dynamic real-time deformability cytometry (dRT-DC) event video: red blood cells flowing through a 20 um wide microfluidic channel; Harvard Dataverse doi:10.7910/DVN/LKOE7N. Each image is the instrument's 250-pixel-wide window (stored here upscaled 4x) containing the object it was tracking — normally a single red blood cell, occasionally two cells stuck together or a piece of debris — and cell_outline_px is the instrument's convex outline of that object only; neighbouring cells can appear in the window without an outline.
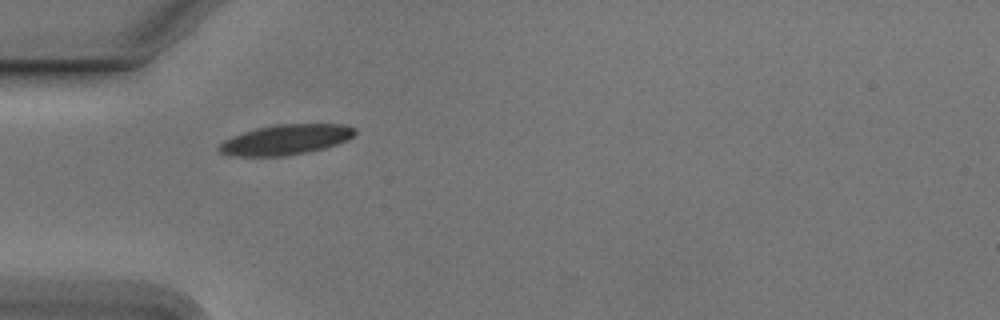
{"species": "Egyptian fruit bat (a non-hibernating species)", "species_latin": "Rousettus aegyptiacus", "temperature_condition": "cold", "stored_images_in_passage": 31, "camera_frame_rate_fps": 3000, "um_per_image_px": 0.085, "animal": {"sex": "male"}, "frame": {"image": 1, "passage_image": 1, "time_ms": 0.0, "image_size_px": [1000, 320], "cell_outline_px": [[356, 132], [348, 140], [324, 148], [308, 152], [288, 156], [232, 156], [220, 152], [216, 148], [224, 140], [232, 136], [256, 128], [276, 124], [344, 124], [356, 128]], "centroid_in_image_um": [24.29, 11.87], "position_along_channel_um": 60.7, "area_um2": 23.99}}
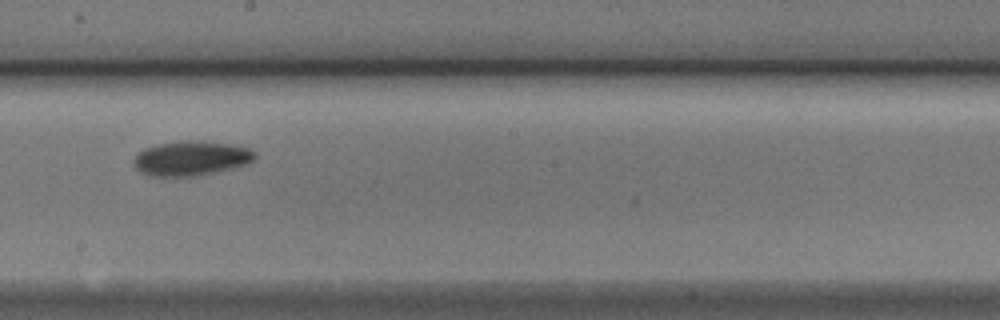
{"frame": {"image": 2, "passage_image": 15, "time_ms": 4.667, "image_size_px": [1000, 320], "cell_outline_px": [[256, 156], [248, 164], [216, 172], [192, 176], [148, 176], [140, 172], [132, 164], [132, 160], [144, 148], [156, 144], [180, 140], [200, 140], [228, 144], [248, 148], [256, 152]], "centroid_in_image_um": [16.21, 13.45], "position_along_channel_um": 232.0, "area_um2": 24.62}}
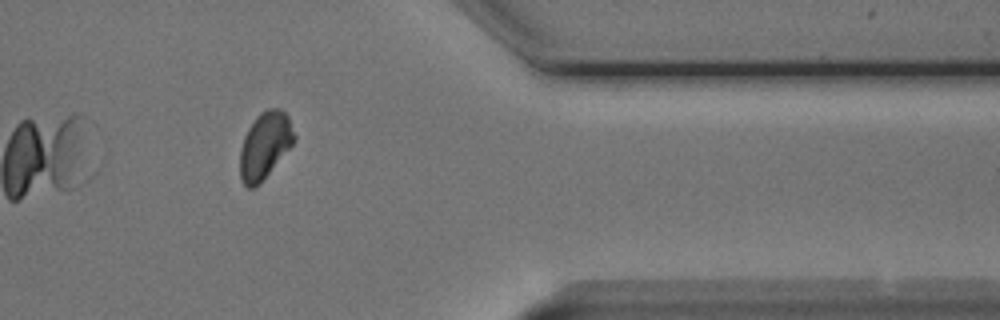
{"frame": {"image": 3, "passage_image": 29, "time_ms": 9.333, "image_size_px": [1000, 320], "cell_outline_px": [[296, 136], [292, 144], [260, 184], [252, 188], [248, 188], [244, 184], [240, 176], [240, 148], [244, 136], [248, 128], [256, 116], [260, 112], [268, 108], [280, 108], [288, 116]], "centroid_in_image_um": [22.5, 12.34], "position_along_channel_um": 388.9, "area_um2": 20.98}, "authors_computed_cell_mechanics": {"area_um2": 22.9466, "velocity_mm_per_s": 3.7454, "shape_relaxation_time_tau1_ms": 3.1018, "shape_relaxation_time_tau2_ms": null, "deformation_change_tau1": 0.0996, "deformation_change_tau2": null}}